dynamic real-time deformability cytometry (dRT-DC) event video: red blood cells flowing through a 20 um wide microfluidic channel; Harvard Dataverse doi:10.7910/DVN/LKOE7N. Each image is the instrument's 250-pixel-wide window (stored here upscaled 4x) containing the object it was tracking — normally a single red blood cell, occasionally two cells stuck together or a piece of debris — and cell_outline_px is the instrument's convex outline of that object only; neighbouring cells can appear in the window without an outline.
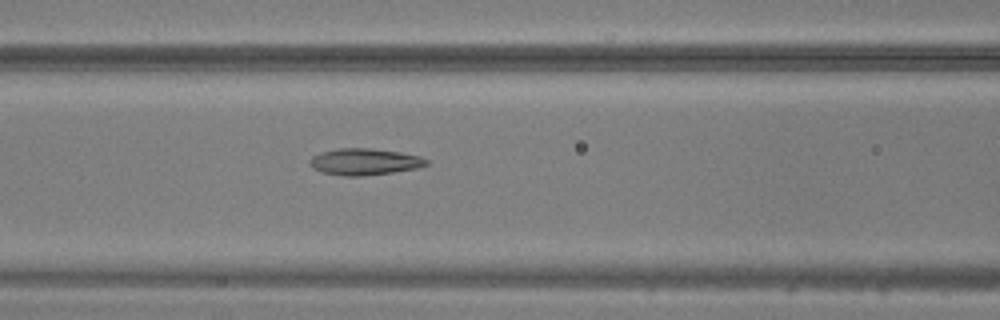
{"species": "common noctule bat (a hibernating species)", "species_latin": "Nyctalus noctula", "temperature_condition": "warm", "stored_images_in_passage": 34, "camera_frame_rate_fps": 3000, "um_per_image_px": 0.085, "animal": {"sex": "male", "body_mass_g": 20.5, "forearm_length_mm": 52.5}, "frame": {"image": 1, "passage_image": 13, "time_ms": 4.0, "image_size_px": [1000, 320], "cell_outline_px": [[428, 164], [420, 168], [392, 172], [360, 176], [344, 176], [320, 172], [312, 168], [308, 160], [312, 156], [320, 152], [340, 148], [372, 148], [400, 152], [420, 156], [428, 160]], "centroid_in_image_um": [30.97, 13.74], "position_along_channel_um": 135.6, "area_um2": 18.21}}
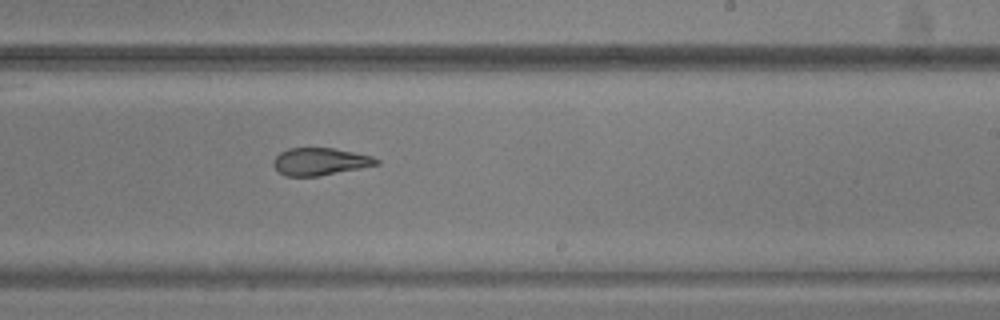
{"frame": {"image": 2, "passage_image": 22, "time_ms": 7.0, "image_size_px": [1000, 320], "cell_outline_px": [[380, 164], [320, 176], [284, 176], [272, 164], [272, 160], [280, 152], [288, 148], [332, 148], [372, 156], [380, 160]], "centroid_in_image_um": [27.19, 13.73], "position_along_channel_um": 261.8, "area_um2": 16.42}}
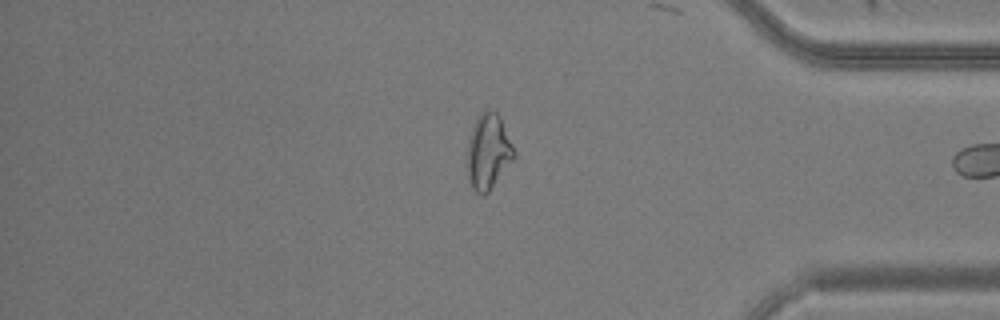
{"frame": {"image": 3, "passage_image": 33, "time_ms": 10.667, "image_size_px": [1000, 320], "cell_outline_px": [[516, 156], [488, 192], [484, 196], [480, 196], [472, 188], [468, 176], [468, 140], [476, 116], [484, 108], [488, 108], [496, 112], [500, 116], [516, 152]], "centroid_in_image_um": [41.51, 12.85], "position_along_channel_um": 393.7, "area_um2": 20.69}}